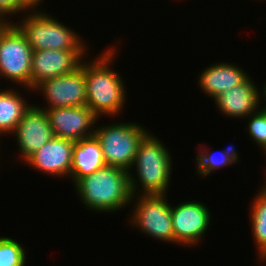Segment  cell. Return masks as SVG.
<instances>
[{
    "mask_svg": "<svg viewBox=\"0 0 266 266\" xmlns=\"http://www.w3.org/2000/svg\"><path fill=\"white\" fill-rule=\"evenodd\" d=\"M20 12L24 15V12L26 11L18 4V0H0L1 16L10 19L15 15H20Z\"/></svg>",
    "mask_w": 266,
    "mask_h": 266,
    "instance_id": "7402d4cb",
    "label": "cell"
},
{
    "mask_svg": "<svg viewBox=\"0 0 266 266\" xmlns=\"http://www.w3.org/2000/svg\"><path fill=\"white\" fill-rule=\"evenodd\" d=\"M233 144L229 145L226 149H221L220 151H211V149H201L198 148V153L195 156V171L196 174L201 177H207L217 171L218 169L225 168L228 165H235L240 161V155L238 151L235 150ZM211 151V152H210Z\"/></svg>",
    "mask_w": 266,
    "mask_h": 266,
    "instance_id": "ac0fdd59",
    "label": "cell"
},
{
    "mask_svg": "<svg viewBox=\"0 0 266 266\" xmlns=\"http://www.w3.org/2000/svg\"><path fill=\"white\" fill-rule=\"evenodd\" d=\"M53 136L78 142L94 136L99 117L87 106L44 109Z\"/></svg>",
    "mask_w": 266,
    "mask_h": 266,
    "instance_id": "30bf717a",
    "label": "cell"
},
{
    "mask_svg": "<svg viewBox=\"0 0 266 266\" xmlns=\"http://www.w3.org/2000/svg\"><path fill=\"white\" fill-rule=\"evenodd\" d=\"M266 180V174L264 175ZM260 189L266 194V181L263 182V185L260 187Z\"/></svg>",
    "mask_w": 266,
    "mask_h": 266,
    "instance_id": "4316f807",
    "label": "cell"
},
{
    "mask_svg": "<svg viewBox=\"0 0 266 266\" xmlns=\"http://www.w3.org/2000/svg\"><path fill=\"white\" fill-rule=\"evenodd\" d=\"M24 14L19 22L15 21L13 24L25 36L33 51L49 49L87 51L89 48L82 35L48 12L26 11Z\"/></svg>",
    "mask_w": 266,
    "mask_h": 266,
    "instance_id": "277c9868",
    "label": "cell"
},
{
    "mask_svg": "<svg viewBox=\"0 0 266 266\" xmlns=\"http://www.w3.org/2000/svg\"><path fill=\"white\" fill-rule=\"evenodd\" d=\"M258 262L260 261V263H266V250L258 257ZM262 261V262H261Z\"/></svg>",
    "mask_w": 266,
    "mask_h": 266,
    "instance_id": "484cf974",
    "label": "cell"
},
{
    "mask_svg": "<svg viewBox=\"0 0 266 266\" xmlns=\"http://www.w3.org/2000/svg\"><path fill=\"white\" fill-rule=\"evenodd\" d=\"M96 57H85L86 105L100 118L118 117L127 101L126 84L112 65L118 48L108 46Z\"/></svg>",
    "mask_w": 266,
    "mask_h": 266,
    "instance_id": "6da1fadb",
    "label": "cell"
},
{
    "mask_svg": "<svg viewBox=\"0 0 266 266\" xmlns=\"http://www.w3.org/2000/svg\"><path fill=\"white\" fill-rule=\"evenodd\" d=\"M167 197V194L132 196L133 209L127 221L148 237L174 244L171 202Z\"/></svg>",
    "mask_w": 266,
    "mask_h": 266,
    "instance_id": "8992f818",
    "label": "cell"
},
{
    "mask_svg": "<svg viewBox=\"0 0 266 266\" xmlns=\"http://www.w3.org/2000/svg\"><path fill=\"white\" fill-rule=\"evenodd\" d=\"M44 0H18V4L25 10V11H40L39 6L41 2L43 3Z\"/></svg>",
    "mask_w": 266,
    "mask_h": 266,
    "instance_id": "603a6c76",
    "label": "cell"
},
{
    "mask_svg": "<svg viewBox=\"0 0 266 266\" xmlns=\"http://www.w3.org/2000/svg\"><path fill=\"white\" fill-rule=\"evenodd\" d=\"M15 136L19 156L24 163L52 137L47 114L40 105L31 104L24 112L11 136Z\"/></svg>",
    "mask_w": 266,
    "mask_h": 266,
    "instance_id": "8fae6325",
    "label": "cell"
},
{
    "mask_svg": "<svg viewBox=\"0 0 266 266\" xmlns=\"http://www.w3.org/2000/svg\"><path fill=\"white\" fill-rule=\"evenodd\" d=\"M197 85L204 94L215 99L224 91L242 84L249 76L239 65L229 62H216L201 70Z\"/></svg>",
    "mask_w": 266,
    "mask_h": 266,
    "instance_id": "9a60e30c",
    "label": "cell"
},
{
    "mask_svg": "<svg viewBox=\"0 0 266 266\" xmlns=\"http://www.w3.org/2000/svg\"><path fill=\"white\" fill-rule=\"evenodd\" d=\"M171 216L174 243L184 247L200 244L213 221L208 206L194 200L172 204Z\"/></svg>",
    "mask_w": 266,
    "mask_h": 266,
    "instance_id": "ba28073f",
    "label": "cell"
},
{
    "mask_svg": "<svg viewBox=\"0 0 266 266\" xmlns=\"http://www.w3.org/2000/svg\"><path fill=\"white\" fill-rule=\"evenodd\" d=\"M152 134L148 131L141 139L128 173L132 196L168 194L173 159L165 144Z\"/></svg>",
    "mask_w": 266,
    "mask_h": 266,
    "instance_id": "7a4b0ae2",
    "label": "cell"
},
{
    "mask_svg": "<svg viewBox=\"0 0 266 266\" xmlns=\"http://www.w3.org/2000/svg\"><path fill=\"white\" fill-rule=\"evenodd\" d=\"M247 133L251 141L261 148V151L266 155V110L259 108L254 113L246 117ZM266 157V156H265Z\"/></svg>",
    "mask_w": 266,
    "mask_h": 266,
    "instance_id": "44dd1931",
    "label": "cell"
},
{
    "mask_svg": "<svg viewBox=\"0 0 266 266\" xmlns=\"http://www.w3.org/2000/svg\"><path fill=\"white\" fill-rule=\"evenodd\" d=\"M13 88V89H12ZM11 86L10 89H0V137L14 132L18 122L31 103L24 95ZM2 135V136H1Z\"/></svg>",
    "mask_w": 266,
    "mask_h": 266,
    "instance_id": "e0dca14e",
    "label": "cell"
},
{
    "mask_svg": "<svg viewBox=\"0 0 266 266\" xmlns=\"http://www.w3.org/2000/svg\"><path fill=\"white\" fill-rule=\"evenodd\" d=\"M129 172L105 165L73 185L79 200L90 211L110 214L132 204ZM110 212V213H109Z\"/></svg>",
    "mask_w": 266,
    "mask_h": 266,
    "instance_id": "3957f363",
    "label": "cell"
},
{
    "mask_svg": "<svg viewBox=\"0 0 266 266\" xmlns=\"http://www.w3.org/2000/svg\"><path fill=\"white\" fill-rule=\"evenodd\" d=\"M12 19L0 20V38L5 31L13 24Z\"/></svg>",
    "mask_w": 266,
    "mask_h": 266,
    "instance_id": "cb8c5ba5",
    "label": "cell"
},
{
    "mask_svg": "<svg viewBox=\"0 0 266 266\" xmlns=\"http://www.w3.org/2000/svg\"><path fill=\"white\" fill-rule=\"evenodd\" d=\"M253 80L249 76L242 84L224 91L214 99L216 109L224 115L223 117L243 120L260 108L259 91L261 90Z\"/></svg>",
    "mask_w": 266,
    "mask_h": 266,
    "instance_id": "5bb4252c",
    "label": "cell"
},
{
    "mask_svg": "<svg viewBox=\"0 0 266 266\" xmlns=\"http://www.w3.org/2000/svg\"><path fill=\"white\" fill-rule=\"evenodd\" d=\"M74 141L53 136L24 164L52 177H70Z\"/></svg>",
    "mask_w": 266,
    "mask_h": 266,
    "instance_id": "4fadbf2b",
    "label": "cell"
},
{
    "mask_svg": "<svg viewBox=\"0 0 266 266\" xmlns=\"http://www.w3.org/2000/svg\"><path fill=\"white\" fill-rule=\"evenodd\" d=\"M99 126L96 127L94 136L100 143L105 165L119 167L129 172L138 145L148 130L144 125L133 121Z\"/></svg>",
    "mask_w": 266,
    "mask_h": 266,
    "instance_id": "5b68a950",
    "label": "cell"
},
{
    "mask_svg": "<svg viewBox=\"0 0 266 266\" xmlns=\"http://www.w3.org/2000/svg\"><path fill=\"white\" fill-rule=\"evenodd\" d=\"M40 92L46 102L42 109L86 105L85 60L72 73L41 82L33 92Z\"/></svg>",
    "mask_w": 266,
    "mask_h": 266,
    "instance_id": "9c48e42d",
    "label": "cell"
},
{
    "mask_svg": "<svg viewBox=\"0 0 266 266\" xmlns=\"http://www.w3.org/2000/svg\"><path fill=\"white\" fill-rule=\"evenodd\" d=\"M250 206V225L258 257L266 250V194L259 188Z\"/></svg>",
    "mask_w": 266,
    "mask_h": 266,
    "instance_id": "d6986e66",
    "label": "cell"
},
{
    "mask_svg": "<svg viewBox=\"0 0 266 266\" xmlns=\"http://www.w3.org/2000/svg\"><path fill=\"white\" fill-rule=\"evenodd\" d=\"M105 166L99 141L95 136L74 143L70 178L73 184Z\"/></svg>",
    "mask_w": 266,
    "mask_h": 266,
    "instance_id": "2e32d148",
    "label": "cell"
},
{
    "mask_svg": "<svg viewBox=\"0 0 266 266\" xmlns=\"http://www.w3.org/2000/svg\"><path fill=\"white\" fill-rule=\"evenodd\" d=\"M6 19H7L6 17L0 15V20H6Z\"/></svg>",
    "mask_w": 266,
    "mask_h": 266,
    "instance_id": "83f0119b",
    "label": "cell"
},
{
    "mask_svg": "<svg viewBox=\"0 0 266 266\" xmlns=\"http://www.w3.org/2000/svg\"><path fill=\"white\" fill-rule=\"evenodd\" d=\"M33 50L22 32L12 24L0 38V78L30 90ZM22 86V87H20Z\"/></svg>",
    "mask_w": 266,
    "mask_h": 266,
    "instance_id": "52a82bcc",
    "label": "cell"
},
{
    "mask_svg": "<svg viewBox=\"0 0 266 266\" xmlns=\"http://www.w3.org/2000/svg\"><path fill=\"white\" fill-rule=\"evenodd\" d=\"M261 87H262L261 90H263V91H261V92L259 91V104H262L265 102L264 105H260V107H261V109L266 110V82ZM261 100H263L264 102Z\"/></svg>",
    "mask_w": 266,
    "mask_h": 266,
    "instance_id": "d4e9b609",
    "label": "cell"
},
{
    "mask_svg": "<svg viewBox=\"0 0 266 266\" xmlns=\"http://www.w3.org/2000/svg\"><path fill=\"white\" fill-rule=\"evenodd\" d=\"M19 243L11 237H0V266H25L27 252Z\"/></svg>",
    "mask_w": 266,
    "mask_h": 266,
    "instance_id": "ffe728a7",
    "label": "cell"
},
{
    "mask_svg": "<svg viewBox=\"0 0 266 266\" xmlns=\"http://www.w3.org/2000/svg\"><path fill=\"white\" fill-rule=\"evenodd\" d=\"M88 53L56 49L33 51L30 89L33 91L41 82L72 73Z\"/></svg>",
    "mask_w": 266,
    "mask_h": 266,
    "instance_id": "7c38bea8",
    "label": "cell"
}]
</instances>
